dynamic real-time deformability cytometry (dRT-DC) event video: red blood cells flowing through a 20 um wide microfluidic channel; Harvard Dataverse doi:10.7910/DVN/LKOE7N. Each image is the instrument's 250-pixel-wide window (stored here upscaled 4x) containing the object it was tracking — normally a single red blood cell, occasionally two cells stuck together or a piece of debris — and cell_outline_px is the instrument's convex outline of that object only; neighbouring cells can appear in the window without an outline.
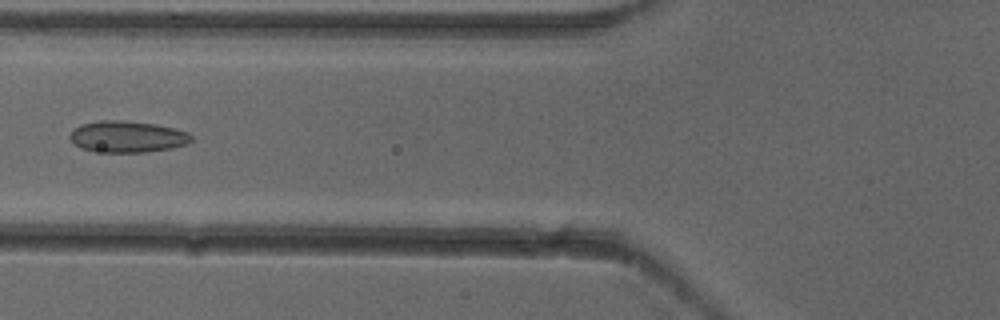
{"species": "common noctule bat (a hibernating species)", "species_latin": "Nyctalus noctula", "temperature_condition": "cold", "stored_images_in_passage": 6, "camera_frame_rate_fps": 3000, "um_per_image_px": 0.085, "animal": {"sex": "female"}, "frame": {"image": 1, "passage_image": 6, "time_ms": 1.667, "image_size_px": [1000, 320], "cell_outline_px": [[192, 140], [188, 144], [172, 148], [144, 152], [104, 152], [80, 148], [68, 136], [72, 128], [80, 124], [100, 120], [124, 120], [156, 124], [188, 132], [192, 136]], "centroid_in_image_um": [10.81, 11.61], "position_along_channel_um": 115.0, "area_um2": 22.37}}